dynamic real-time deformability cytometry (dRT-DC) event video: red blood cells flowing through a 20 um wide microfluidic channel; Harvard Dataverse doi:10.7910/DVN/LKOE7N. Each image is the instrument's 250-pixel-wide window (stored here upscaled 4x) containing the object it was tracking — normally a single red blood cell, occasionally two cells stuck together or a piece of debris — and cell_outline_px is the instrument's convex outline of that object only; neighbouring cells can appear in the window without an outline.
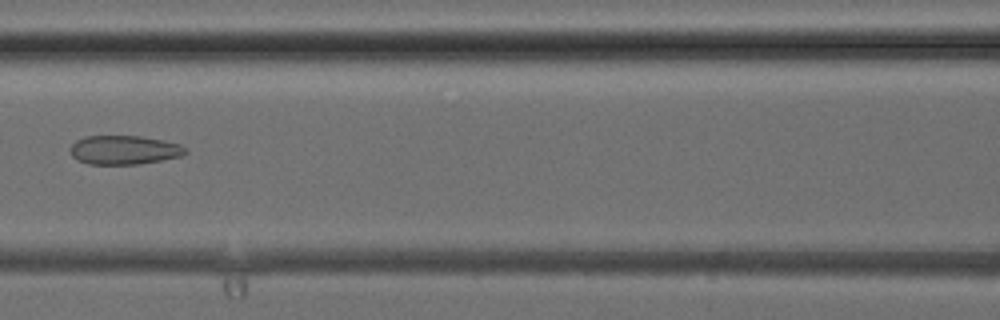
{"species": "common noctule bat (a hibernating species)", "species_latin": "Nyctalus noctula", "temperature_condition": "cold", "stored_images_in_passage": 6, "camera_frame_rate_fps": 3000, "um_per_image_px": 0.085, "animal": {"sex": "female", "body_mass_g": 24.6, "forearm_length_mm": 56.2}, "frame": {"image": 1, "passage_image": 6, "time_ms": 6.0, "image_size_px": [1000, 320], "cell_outline_px": [[188, 152], [180, 156], [160, 160], [136, 164], [88, 164], [76, 160], [72, 156], [68, 148], [76, 140], [84, 136], [140, 136], [164, 140], [180, 144], [188, 148]], "centroid_in_image_um": [10.53, 12.74], "position_along_channel_um": 156.1, "area_um2": 19.59}}